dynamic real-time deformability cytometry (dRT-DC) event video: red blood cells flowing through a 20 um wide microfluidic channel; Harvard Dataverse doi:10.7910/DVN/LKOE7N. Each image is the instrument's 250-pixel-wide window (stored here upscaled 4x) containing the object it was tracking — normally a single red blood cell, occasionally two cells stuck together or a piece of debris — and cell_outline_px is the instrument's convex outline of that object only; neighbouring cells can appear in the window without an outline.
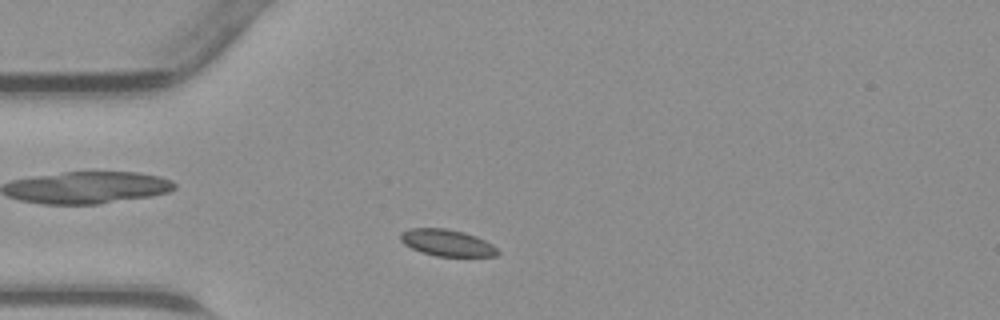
{"species": "common noctule bat (a hibernating species)", "species_latin": "Nyctalus noctula", "temperature_condition": "warm", "stored_images_in_passage": 38, "camera_frame_rate_fps": 3000, "um_per_image_px": 0.085, "animal": {"sex": "male", "body_mass_g": 23.1, "forearm_length_mm": 52.7}, "frame": {"image": 1, "passage_image": 5, "time_ms": 1.333, "image_size_px": [1000, 320], "cell_outline_px": [[500, 252], [496, 256], [436, 256], [420, 252], [404, 244], [400, 240], [400, 232], [412, 228], [444, 228], [464, 232], [476, 236], [492, 244]], "centroid_in_image_um": [37.98, 20.63], "position_along_channel_um": 47.0, "area_um2": 15.09}}
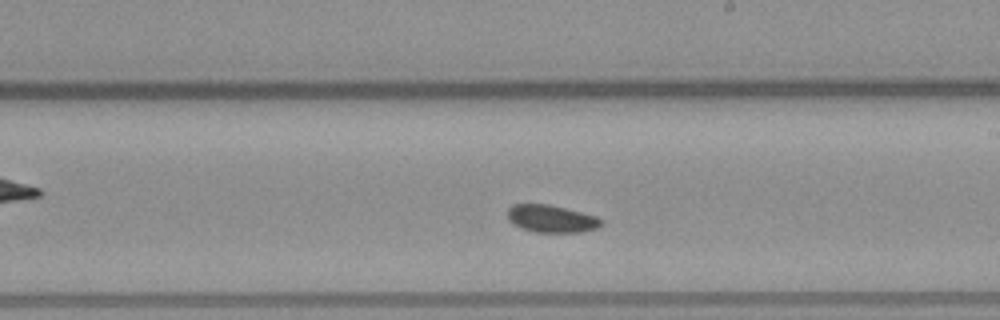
{"frame": {"image": 2, "passage_image": 19, "time_ms": 6.0, "image_size_px": [1000, 320], "cell_outline_px": [[604, 220], [596, 228], [580, 232], [536, 232], [520, 228], [512, 224], [508, 220], [508, 208], [512, 204], [548, 204], [596, 216]], "centroid_in_image_um": [46.82, 18.59], "position_along_channel_um": 242.2, "area_um2": 14.91}}
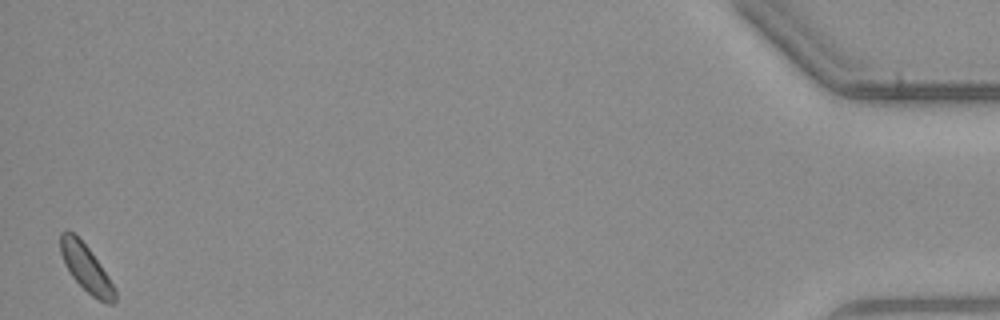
{"frame": {"image": 3, "passage_image": 38, "time_ms": 12.333, "image_size_px": [1000, 320], "cell_outline_px": [[116, 300], [112, 304], [108, 304], [92, 296], [72, 276], [64, 264], [60, 252], [60, 232], [72, 232], [88, 248], [100, 264], [116, 288]], "centroid_in_image_um": [7.33, 22.82], "position_along_channel_um": 427.9, "area_um2": 14.62}}